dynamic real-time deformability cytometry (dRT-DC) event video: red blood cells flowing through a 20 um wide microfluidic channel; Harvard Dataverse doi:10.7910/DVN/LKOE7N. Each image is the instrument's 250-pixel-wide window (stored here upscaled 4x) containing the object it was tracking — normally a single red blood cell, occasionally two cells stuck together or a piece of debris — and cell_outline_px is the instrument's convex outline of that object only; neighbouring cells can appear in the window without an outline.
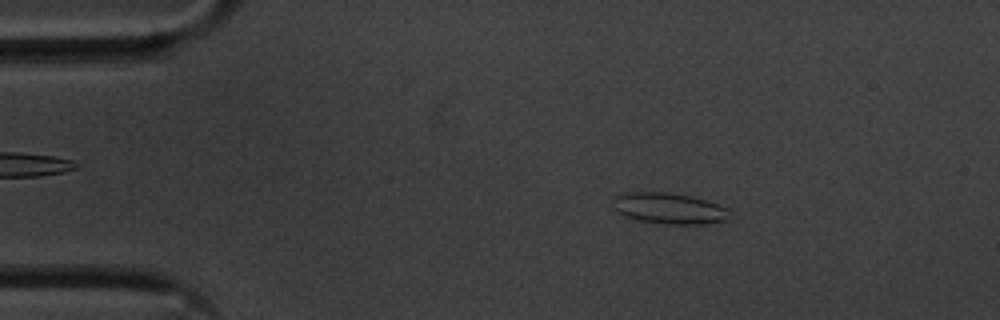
{"species": "common noctule bat (a hibernating species)", "species_latin": "Nyctalus noctula", "temperature_condition": "cold", "stored_images_in_passage": 54, "camera_frame_rate_fps": 3000, "um_per_image_px": 0.085, "animal": {"sex": "male", "body_mass_g": 20.1, "forearm_length_mm": 53.5}, "frame": {"image": 1, "passage_image": 8, "time_ms": 2.333, "image_size_px": [1000, 320], "cell_outline_px": [[732, 220], [704, 224], [664, 224], [640, 220], [624, 216], [616, 212], [612, 208], [612, 200], [616, 196], [628, 192], [668, 192], [692, 196], [728, 208]], "centroid_in_image_um": [56.88, 17.72], "position_along_channel_um": 28.1, "area_um2": 21.39}}
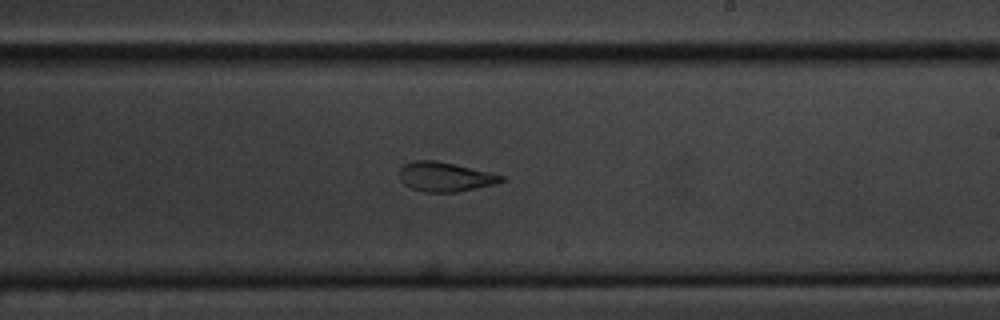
{"frame": {"image": 2, "passage_image": 31, "time_ms": 10.0, "image_size_px": [1000, 320], "cell_outline_px": [[508, 180], [496, 184], [456, 192], [424, 192], [412, 188], [404, 184], [400, 180], [400, 168], [404, 164], [412, 160], [436, 160], [488, 172], [504, 176]], "centroid_in_image_um": [37.83, 15.03], "position_along_channel_um": 251.2, "area_um2": 17.46}}
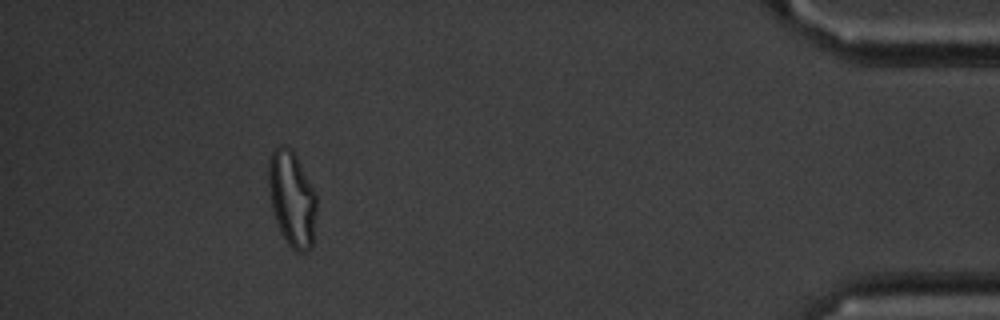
{"frame": {"image": 3, "passage_image": 49, "time_ms": 16.0, "image_size_px": [1000, 320], "cell_outline_px": [[316, 212], [312, 248], [304, 252], [296, 252], [288, 244], [276, 220], [272, 208], [268, 184], [268, 164], [272, 152], [280, 144], [292, 148], [316, 192]], "centroid_in_image_um": [24.83, 16.87], "position_along_channel_um": 410.4, "area_um2": 26.7}, "authors_computed_cell_mechanics": {"area_um2": 19.9699, "velocity_mm_per_s": 3.6075, "shape_relaxation_time_tau1_ms": null, "shape_relaxation_time_tau2_ms": 2.1843, "deformation_change_tau1": null, "deformation_change_tau2": 0.0954}}